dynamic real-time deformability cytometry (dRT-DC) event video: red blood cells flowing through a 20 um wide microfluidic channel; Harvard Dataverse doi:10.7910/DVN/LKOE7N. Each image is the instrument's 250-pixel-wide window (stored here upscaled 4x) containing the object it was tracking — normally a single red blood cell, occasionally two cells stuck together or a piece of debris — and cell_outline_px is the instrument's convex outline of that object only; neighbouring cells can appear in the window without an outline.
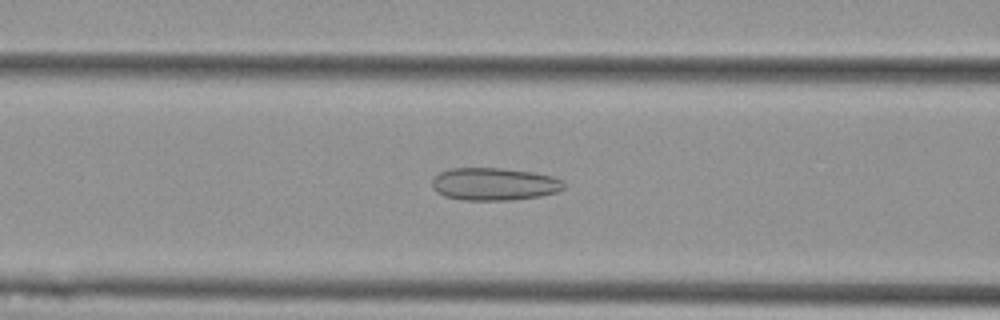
{"species": "Egyptian fruit bat (a non-hibernating species)", "species_latin": "Rousettus aegyptiacus", "temperature_condition": "cold", "stored_images_in_passage": 54, "camera_frame_rate_fps": 3000, "um_per_image_px": 0.085, "animal": {"sex": "female"}, "frame": {"image": 1, "passage_image": 21, "time_ms": 6.667, "image_size_px": [1000, 320], "cell_outline_px": [[564, 188], [560, 192], [540, 196], [512, 200], [464, 200], [444, 196], [436, 192], [432, 188], [432, 180], [440, 172], [448, 168], [500, 168], [532, 172], [552, 176], [560, 180], [564, 184]], "centroid_in_image_um": [41.99, 15.65], "position_along_channel_um": 124.6, "area_um2": 25.14}}
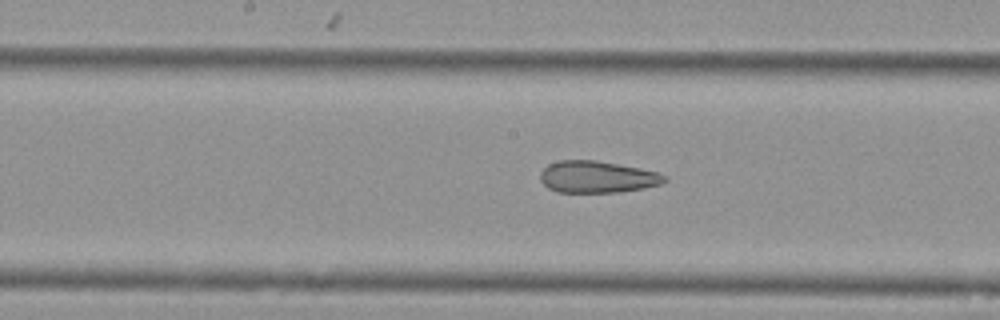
{"frame": {"image": 2, "passage_image": 27, "time_ms": 8.667, "image_size_px": [1000, 320], "cell_outline_px": [[668, 180], [660, 184], [644, 188], [620, 192], [556, 192], [548, 188], [540, 180], [540, 172], [548, 164], [560, 160], [596, 160], [640, 168], [660, 172], [668, 176]], "centroid_in_image_um": [50.78, 15.03], "position_along_channel_um": 197.4, "area_um2": 23.24}}
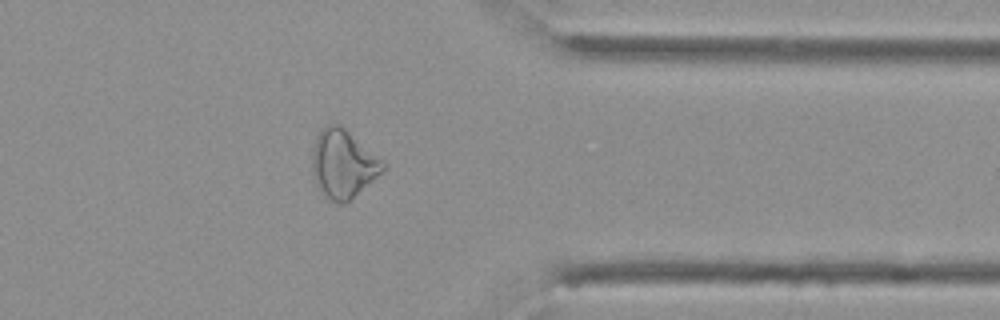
{"frame": {"image": 3, "passage_image": 43, "time_ms": 14.0, "image_size_px": [1000, 320], "cell_outline_px": [[384, 168], [380, 172], [344, 204], [340, 204], [332, 200], [316, 184], [312, 172], [312, 152], [316, 136], [320, 128], [324, 124], [336, 124], [344, 128], [384, 160]], "centroid_in_image_um": [29.12, 13.87], "position_along_channel_um": 382.3, "area_um2": 27.46}, "authors_computed_cell_mechanics": {"area_um2": 28.5821, "velocity_mm_per_s": 3.6569, "shape_relaxation_time_tau1_ms": null, "shape_relaxation_time_tau2_ms": 3.1898, "deformation_change_tau1": null, "deformation_change_tau2": 0.1208}}